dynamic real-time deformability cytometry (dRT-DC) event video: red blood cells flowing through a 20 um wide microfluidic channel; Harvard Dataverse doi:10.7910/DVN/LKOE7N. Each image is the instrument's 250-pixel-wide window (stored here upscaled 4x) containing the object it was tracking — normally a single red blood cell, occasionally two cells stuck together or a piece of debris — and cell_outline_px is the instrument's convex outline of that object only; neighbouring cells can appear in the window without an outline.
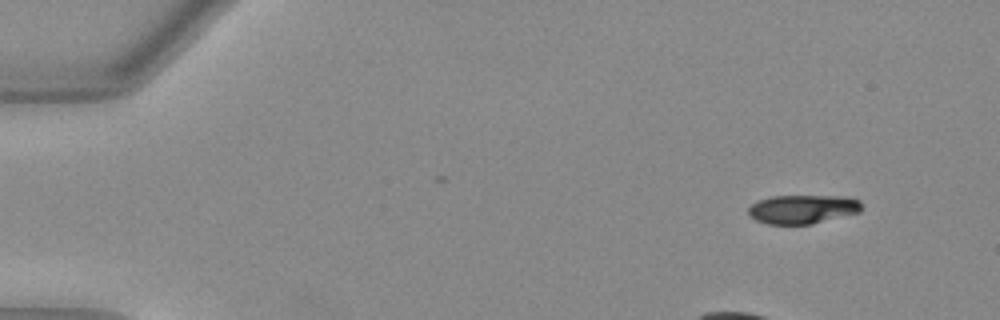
{"species": "Egyptian fruit bat (a non-hibernating species)", "species_latin": "Rousettus aegyptiacus", "temperature_condition": "warm", "stored_images_in_passage": 38, "camera_frame_rate_fps": 3000, "um_per_image_px": 0.085, "animal": {"sex": "female"}, "frame": {"image": 1, "passage_image": 1, "time_ms": 0.0, "image_size_px": [1000, 320], "cell_outline_px": [[860, 212], [812, 224], [768, 224], [756, 220], [748, 212], [748, 208], [752, 204], [760, 200], [772, 196], [848, 196], [860, 200]], "centroid_in_image_um": [68.25, 17.78], "position_along_channel_um": 16.8, "area_um2": 18.96}, "authors_computed_cell_mechanics": {"area_um2": 24.7384, "velocity_mm_per_s": 3.9522, "shape_relaxation_time_tau1_ms": null, "shape_relaxation_time_tau2_ms": 2.7582, "deformation_change_tau1": null, "deformation_change_tau2": 0.0429}}